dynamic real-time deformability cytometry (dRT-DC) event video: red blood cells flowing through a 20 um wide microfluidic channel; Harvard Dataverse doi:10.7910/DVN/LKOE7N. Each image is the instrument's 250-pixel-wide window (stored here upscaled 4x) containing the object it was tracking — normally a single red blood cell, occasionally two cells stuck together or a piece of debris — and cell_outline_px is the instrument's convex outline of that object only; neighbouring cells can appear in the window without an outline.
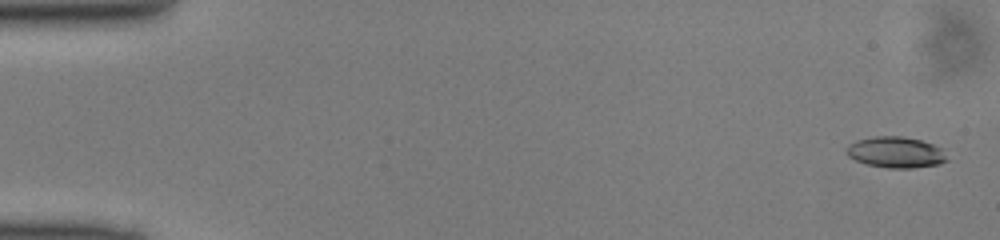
{"species": "common noctule bat (a hibernating species)", "species_latin": "Nyctalus noctula", "temperature_condition": "cold", "stored_images_in_passage": 49, "camera_frame_rate_fps": 3000, "um_per_image_px": 0.085, "animal": {"sex": "male", "body_mass_g": 13.0, "forearm_length_mm": 53.1}, "frame": {"image": 1, "passage_image": 2, "time_ms": 0.333, "image_size_px": [1000, 240], "cell_outline_px": [[948, 160], [940, 164], [912, 168], [888, 168], [868, 164], [856, 160], [848, 156], [844, 152], [844, 148], [848, 144], [856, 140], [876, 136], [900, 136], [920, 140], [944, 148]], "centroid_in_image_um": [76.14, 12.94], "position_along_channel_um": 8.9, "area_um2": 18.38}}
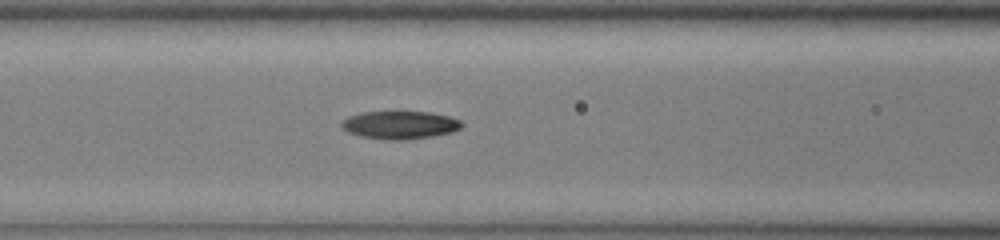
{"frame": {"image": 2, "passage_image": 21, "time_ms": 6.667, "image_size_px": [1000, 240], "cell_outline_px": [[464, 124], [460, 128], [452, 132], [432, 136], [404, 140], [388, 140], [360, 136], [348, 132], [340, 128], [340, 124], [348, 116], [360, 112], [428, 112], [448, 116], [460, 120]], "centroid_in_image_um": [33.96, 10.62], "position_along_channel_um": 132.6, "area_um2": 19.59}}
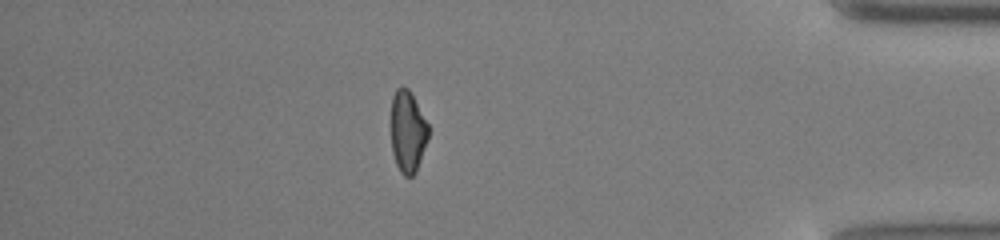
{"frame": {"image": 3, "passage_image": 43, "time_ms": 14.0, "image_size_px": [1000, 240], "cell_outline_px": [[428, 140], [416, 172], [412, 176], [404, 176], [400, 172], [396, 164], [392, 152], [392, 96], [396, 88], [408, 88], [428, 124]], "centroid_in_image_um": [34.66, 11.22], "position_along_channel_um": 400.5, "area_um2": 17.57}}